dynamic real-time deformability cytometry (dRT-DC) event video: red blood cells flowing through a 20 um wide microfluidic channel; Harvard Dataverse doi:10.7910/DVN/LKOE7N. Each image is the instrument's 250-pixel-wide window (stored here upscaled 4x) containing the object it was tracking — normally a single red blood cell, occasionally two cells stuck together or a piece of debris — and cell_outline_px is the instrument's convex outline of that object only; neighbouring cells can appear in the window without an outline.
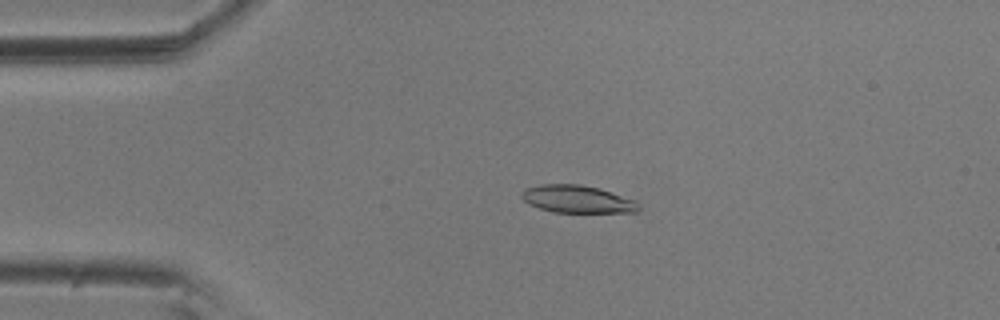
{"species": "common noctule bat (a hibernating species)", "species_latin": "Nyctalus noctula", "temperature_condition": "room temperature", "stored_images_in_passage": 56, "camera_frame_rate_fps": 3000, "um_per_image_px": 0.085, "animal": {"sex": "male", "body_mass_g": 20.5, "forearm_length_mm": 52.5}, "frame": {"image": 1, "passage_image": 12, "time_ms": 3.667, "image_size_px": [1000, 320], "cell_outline_px": [[640, 208], [636, 212], [552, 212], [528, 204], [520, 196], [524, 188], [540, 184], [580, 184], [600, 188], [636, 200], [640, 204]], "centroid_in_image_um": [49.07, 16.92], "position_along_channel_um": 35.9, "area_um2": 18.96}}
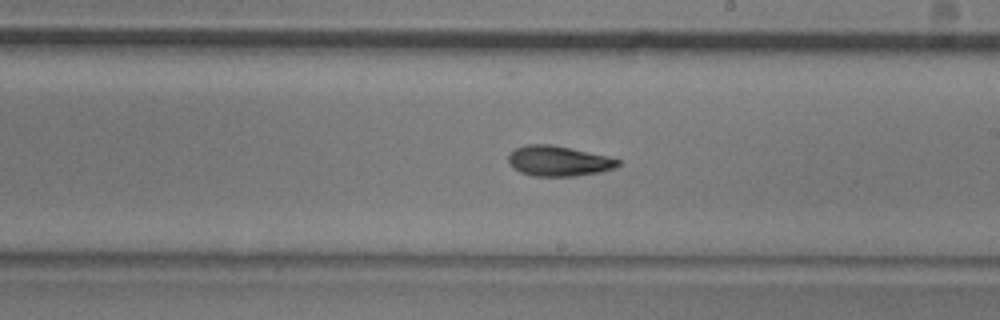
{"frame": {"image": 2, "passage_image": 32, "time_ms": 10.333, "image_size_px": [1000, 320], "cell_outline_px": [[620, 164], [616, 168], [600, 172], [576, 176], [532, 176], [520, 172], [512, 168], [508, 160], [508, 156], [516, 148], [524, 144], [552, 144], [608, 156], [620, 160]], "centroid_in_image_um": [47.47, 13.69], "position_along_channel_um": 241.5, "area_um2": 19.48}}
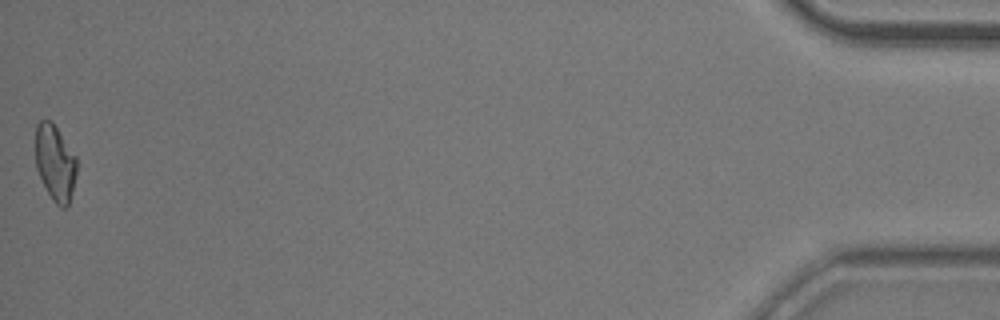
{"frame": {"image": 3, "passage_image": 56, "time_ms": 18.333, "image_size_px": [1000, 320], "cell_outline_px": [[76, 176], [72, 192], [68, 204], [64, 208], [60, 208], [52, 200], [36, 168], [36, 124], [40, 120], [48, 120], [56, 128], [76, 156]], "centroid_in_image_um": [4.69, 13.86], "position_along_channel_um": 430.5, "area_um2": 17.92}, "authors_computed_cell_mechanics": {"area_um2": 19.1318, "velocity_mm_per_s": 3.595, "shape_relaxation_time_tau1_ms": 6.8126, "shape_relaxation_time_tau2_ms": 5.2908, "deformation_change_tau1": 0.1886, "deformation_change_tau2": 0.1296}}